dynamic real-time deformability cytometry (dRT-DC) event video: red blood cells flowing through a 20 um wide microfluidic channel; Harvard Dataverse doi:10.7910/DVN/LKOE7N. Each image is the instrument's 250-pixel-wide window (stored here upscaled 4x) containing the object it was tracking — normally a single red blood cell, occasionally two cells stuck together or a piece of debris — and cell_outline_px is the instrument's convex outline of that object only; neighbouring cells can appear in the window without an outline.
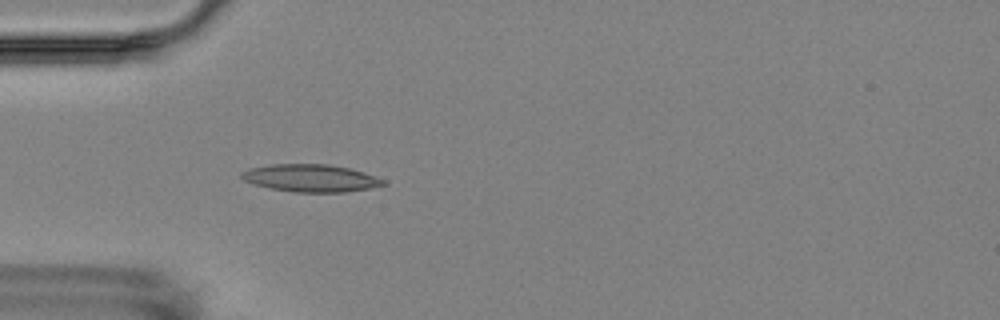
{"species": "Egyptian fruit bat (a non-hibernating species)", "species_latin": "Rousettus aegyptiacus", "temperature_condition": "room temperature", "stored_images_in_passage": 5, "camera_frame_rate_fps": 3000, "um_per_image_px": 0.085, "animal": {"sex": "female"}, "frame": {"image": 1, "passage_image": 5, "time_ms": 4.667, "image_size_px": [1000, 320], "cell_outline_px": [[388, 184], [368, 188], [344, 192], [292, 192], [252, 184], [244, 180], [240, 176], [240, 172], [248, 168], [272, 164], [328, 164], [348, 168], [364, 172], [384, 180]], "centroid_in_image_um": [26.37, 15.13], "position_along_channel_um": 58.6, "area_um2": 22.66}}